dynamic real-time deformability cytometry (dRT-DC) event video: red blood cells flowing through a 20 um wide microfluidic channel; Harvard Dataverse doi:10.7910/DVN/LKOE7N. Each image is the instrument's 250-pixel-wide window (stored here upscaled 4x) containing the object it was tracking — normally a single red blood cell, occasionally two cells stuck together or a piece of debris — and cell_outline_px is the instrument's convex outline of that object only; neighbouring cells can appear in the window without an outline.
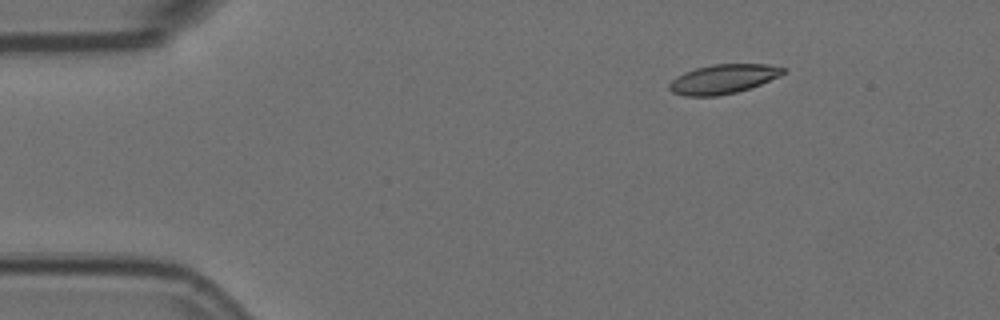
{"species": "Egyptian fruit bat (a non-hibernating species)", "species_latin": "Rousettus aegyptiacus", "temperature_condition": "room temperature", "stored_images_in_passage": 4, "camera_frame_rate_fps": 3000, "um_per_image_px": 0.085, "animal": {"sex": "female"}, "frame": {"image": 1, "passage_image": 1, "time_ms": 0.0, "image_size_px": [1000, 320], "cell_outline_px": [[788, 72], [780, 76], [760, 84], [736, 92], [716, 96], [684, 96], [672, 92], [668, 88], [668, 84], [676, 76], [684, 72], [696, 68], [712, 64], [768, 64], [788, 68]], "centroid_in_image_um": [61.48, 6.71], "position_along_channel_um": 23.5, "area_um2": 19.59}}
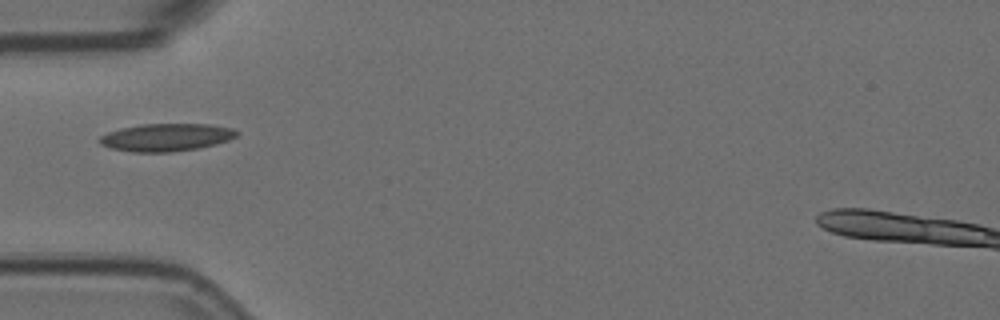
{"frame": {"image": 2, "passage_image": 4, "time_ms": 1.0, "image_size_px": [1000, 320], "cell_outline_px": [[240, 132], [236, 136], [228, 140], [216, 144], [196, 148], [172, 152], [132, 152], [112, 148], [100, 144], [96, 140], [100, 136], [108, 132], [120, 128], [140, 124], [208, 124], [232, 128]], "centroid_in_image_um": [14.1, 11.67], "position_along_channel_um": 70.9, "area_um2": 22.14}}